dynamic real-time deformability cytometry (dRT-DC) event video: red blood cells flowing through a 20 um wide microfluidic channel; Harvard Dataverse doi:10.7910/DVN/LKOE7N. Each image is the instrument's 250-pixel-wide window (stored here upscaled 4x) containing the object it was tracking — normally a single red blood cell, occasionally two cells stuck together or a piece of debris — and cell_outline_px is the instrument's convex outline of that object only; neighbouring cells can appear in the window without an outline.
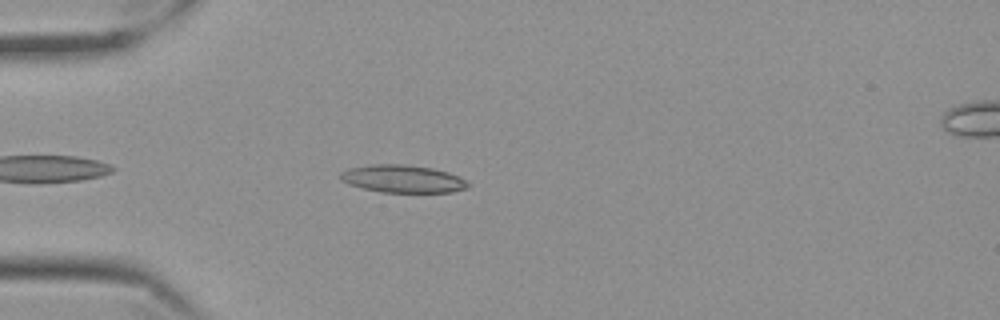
{"species": "Egyptian fruit bat (a non-hibernating species)", "species_latin": "Rousettus aegyptiacus", "temperature_condition": "cold", "stored_images_in_passage": 46, "camera_frame_rate_fps": 3000, "um_per_image_px": 0.085, "frame": {"image": 1, "passage_image": 5, "time_ms": 1.333, "image_size_px": [1000, 320], "cell_outline_px": [[468, 188], [452, 192], [380, 192], [348, 184], [340, 180], [340, 172], [348, 168], [372, 164], [400, 164], [432, 168], [448, 172], [464, 180], [468, 184]], "centroid_in_image_um": [34.18, 15.2], "position_along_channel_um": 50.8, "area_um2": 20.4}}
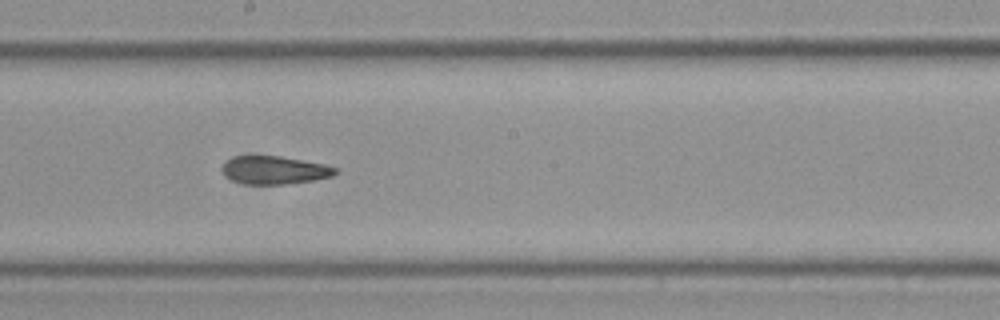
{"frame": {"image": 2, "passage_image": 21, "time_ms": 6.667, "image_size_px": [1000, 320], "cell_outline_px": [[336, 172], [332, 176], [312, 180], [288, 184], [244, 184], [232, 180], [224, 176], [220, 168], [228, 160], [236, 156], [280, 156], [324, 164], [336, 168]], "centroid_in_image_um": [23.29, 14.46], "position_along_channel_um": 224.9, "area_um2": 18.38}}
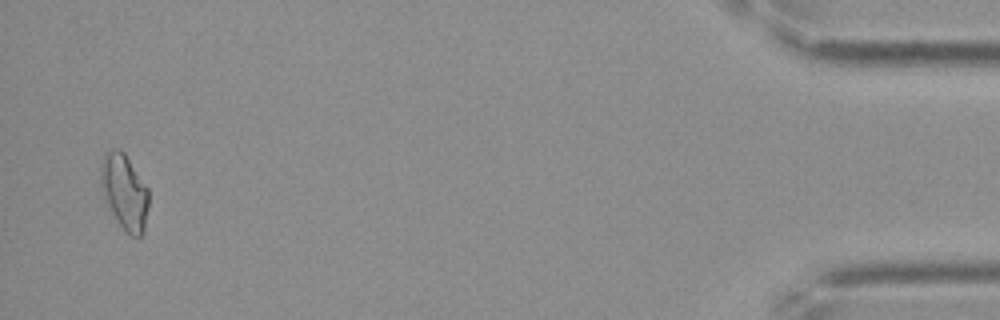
{"frame": {"image": 3, "passage_image": 45, "time_ms": 14.667, "image_size_px": [1000, 320], "cell_outline_px": [[148, 208], [144, 232], [140, 236], [132, 236], [116, 220], [104, 200], [100, 184], [100, 164], [104, 152], [112, 148], [120, 148], [124, 152], [148, 188]], "centroid_in_image_um": [10.55, 16.26], "position_along_channel_um": 424.6, "area_um2": 21.27}, "authors_computed_cell_mechanics": {"area_um2": 18.7561, "velocity_mm_per_s": 3.5001, "shape_relaxation_time_tau1_ms": null, "shape_relaxation_time_tau2_ms": 3.4498, "deformation_change_tau1": null, "deformation_change_tau2": 0.0972}}